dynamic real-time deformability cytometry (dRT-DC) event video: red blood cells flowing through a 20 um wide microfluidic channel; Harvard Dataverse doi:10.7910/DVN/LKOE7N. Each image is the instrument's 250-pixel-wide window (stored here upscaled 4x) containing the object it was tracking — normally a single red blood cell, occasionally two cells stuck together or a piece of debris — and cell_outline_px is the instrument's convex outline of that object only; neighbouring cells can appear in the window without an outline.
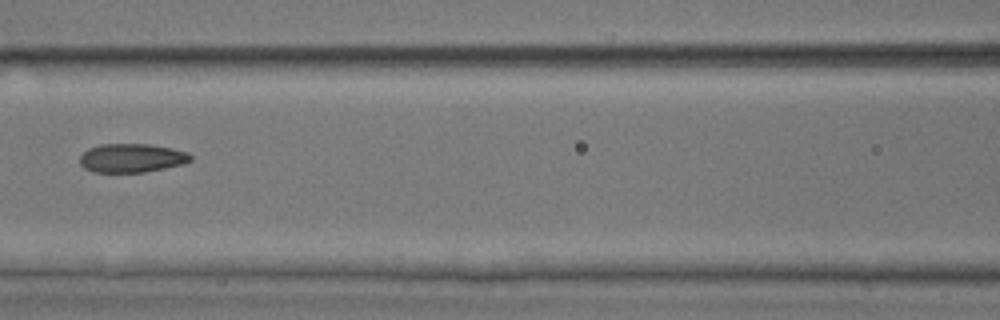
{"species": "common noctule bat (a hibernating species)", "species_latin": "Nyctalus noctula", "temperature_condition": "room temperature", "stored_images_in_passage": 7, "camera_frame_rate_fps": 3000, "um_per_image_px": 0.085, "animal": {"sex": "male", "body_mass_g": 17.9, "forearm_length_mm": 54.2}, "frame": {"image": 1, "passage_image": 6, "time_ms": 6.667, "image_size_px": [1000, 320], "cell_outline_px": [[192, 160], [184, 164], [144, 172], [92, 172], [84, 168], [80, 164], [80, 156], [88, 148], [100, 144], [148, 144], [172, 148], [188, 152], [192, 156]], "centroid_in_image_um": [11.2, 13.43], "position_along_channel_um": 155.4, "area_um2": 18.67}}